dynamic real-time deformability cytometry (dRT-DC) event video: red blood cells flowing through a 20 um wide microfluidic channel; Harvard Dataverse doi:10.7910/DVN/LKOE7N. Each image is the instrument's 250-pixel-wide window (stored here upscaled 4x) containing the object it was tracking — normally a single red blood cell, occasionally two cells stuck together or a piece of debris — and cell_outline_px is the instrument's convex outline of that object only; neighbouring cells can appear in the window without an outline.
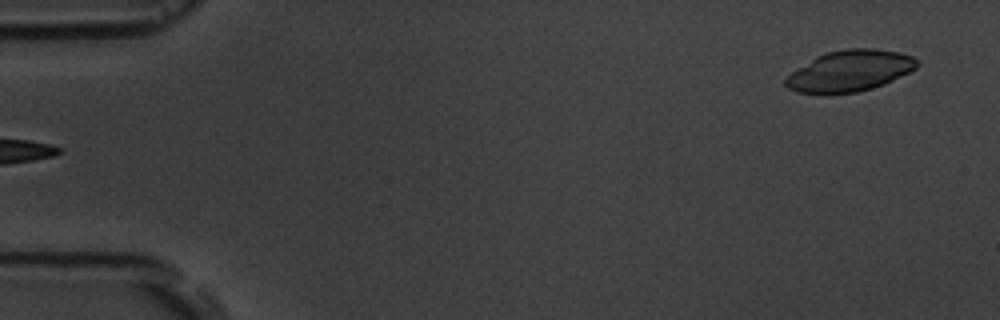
{"species": "common noctule bat (a hibernating species)", "species_latin": "Nyctalus noctula", "temperature_condition": "room temperature", "stored_images_in_passage": 4, "segment_of_instrument_passage": [2, 2], "camera_frame_rate_fps": 3000, "um_per_image_px": 0.085, "animal": {"sex": "male", "body_mass_g": 19.5, "forearm_length_mm": 54.6}, "frame": {"image": 1, "passage_image": 4, "time_ms": 4.333, "image_size_px": [1000, 320], "cell_outline_px": [[920, 64], [916, 68], [884, 84], [872, 88], [856, 92], [796, 92], [788, 88], [784, 84], [784, 80], [792, 72], [816, 56], [828, 52], [848, 48], [872, 48], [900, 52], [912, 56]], "centroid_in_image_um": [72.25, 6.0], "position_along_channel_um": 12.7, "area_um2": 30.92}}